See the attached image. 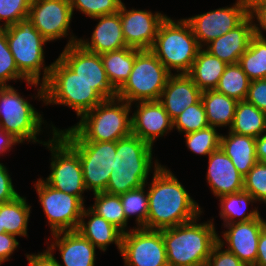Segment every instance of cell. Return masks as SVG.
Returning a JSON list of instances; mask_svg holds the SVG:
<instances>
[{
  "mask_svg": "<svg viewBox=\"0 0 266 266\" xmlns=\"http://www.w3.org/2000/svg\"><path fill=\"white\" fill-rule=\"evenodd\" d=\"M249 15L254 22L255 35L265 38L263 33L266 32V3H249Z\"/></svg>",
  "mask_w": 266,
  "mask_h": 266,
  "instance_id": "cell-46",
  "label": "cell"
},
{
  "mask_svg": "<svg viewBox=\"0 0 266 266\" xmlns=\"http://www.w3.org/2000/svg\"><path fill=\"white\" fill-rule=\"evenodd\" d=\"M254 35V22L249 15L239 26L214 39L204 49L226 64H236Z\"/></svg>",
  "mask_w": 266,
  "mask_h": 266,
  "instance_id": "cell-23",
  "label": "cell"
},
{
  "mask_svg": "<svg viewBox=\"0 0 266 266\" xmlns=\"http://www.w3.org/2000/svg\"><path fill=\"white\" fill-rule=\"evenodd\" d=\"M72 71L87 82L104 99H112L117 91L110 84L101 55L90 52L80 44L65 46L58 56Z\"/></svg>",
  "mask_w": 266,
  "mask_h": 266,
  "instance_id": "cell-16",
  "label": "cell"
},
{
  "mask_svg": "<svg viewBox=\"0 0 266 266\" xmlns=\"http://www.w3.org/2000/svg\"><path fill=\"white\" fill-rule=\"evenodd\" d=\"M135 57L136 49L131 47L101 54L107 78L116 91L128 80Z\"/></svg>",
  "mask_w": 266,
  "mask_h": 266,
  "instance_id": "cell-30",
  "label": "cell"
},
{
  "mask_svg": "<svg viewBox=\"0 0 266 266\" xmlns=\"http://www.w3.org/2000/svg\"><path fill=\"white\" fill-rule=\"evenodd\" d=\"M27 99L10 84L0 86V128L20 143L27 140L43 145L45 142L37 136L43 132L44 118Z\"/></svg>",
  "mask_w": 266,
  "mask_h": 266,
  "instance_id": "cell-9",
  "label": "cell"
},
{
  "mask_svg": "<svg viewBox=\"0 0 266 266\" xmlns=\"http://www.w3.org/2000/svg\"><path fill=\"white\" fill-rule=\"evenodd\" d=\"M250 82L251 80L238 63L228 64L215 90L237 101H241L246 99Z\"/></svg>",
  "mask_w": 266,
  "mask_h": 266,
  "instance_id": "cell-35",
  "label": "cell"
},
{
  "mask_svg": "<svg viewBox=\"0 0 266 266\" xmlns=\"http://www.w3.org/2000/svg\"><path fill=\"white\" fill-rule=\"evenodd\" d=\"M238 64L251 81L266 78V37L254 35Z\"/></svg>",
  "mask_w": 266,
  "mask_h": 266,
  "instance_id": "cell-33",
  "label": "cell"
},
{
  "mask_svg": "<svg viewBox=\"0 0 266 266\" xmlns=\"http://www.w3.org/2000/svg\"><path fill=\"white\" fill-rule=\"evenodd\" d=\"M133 104L136 110L131 113L132 135L153 146L157 138L173 130V121L159 101H140L131 105Z\"/></svg>",
  "mask_w": 266,
  "mask_h": 266,
  "instance_id": "cell-19",
  "label": "cell"
},
{
  "mask_svg": "<svg viewBox=\"0 0 266 266\" xmlns=\"http://www.w3.org/2000/svg\"><path fill=\"white\" fill-rule=\"evenodd\" d=\"M227 65L204 48H200L187 75L202 92L215 90Z\"/></svg>",
  "mask_w": 266,
  "mask_h": 266,
  "instance_id": "cell-27",
  "label": "cell"
},
{
  "mask_svg": "<svg viewBox=\"0 0 266 266\" xmlns=\"http://www.w3.org/2000/svg\"><path fill=\"white\" fill-rule=\"evenodd\" d=\"M66 143L79 155L87 192H104L113 170L116 142Z\"/></svg>",
  "mask_w": 266,
  "mask_h": 266,
  "instance_id": "cell-12",
  "label": "cell"
},
{
  "mask_svg": "<svg viewBox=\"0 0 266 266\" xmlns=\"http://www.w3.org/2000/svg\"><path fill=\"white\" fill-rule=\"evenodd\" d=\"M124 266H169L162 230L133 227L122 236Z\"/></svg>",
  "mask_w": 266,
  "mask_h": 266,
  "instance_id": "cell-15",
  "label": "cell"
},
{
  "mask_svg": "<svg viewBox=\"0 0 266 266\" xmlns=\"http://www.w3.org/2000/svg\"><path fill=\"white\" fill-rule=\"evenodd\" d=\"M34 187L51 234L76 230L85 208V202L77 196L55 190L42 178L35 182Z\"/></svg>",
  "mask_w": 266,
  "mask_h": 266,
  "instance_id": "cell-11",
  "label": "cell"
},
{
  "mask_svg": "<svg viewBox=\"0 0 266 266\" xmlns=\"http://www.w3.org/2000/svg\"><path fill=\"white\" fill-rule=\"evenodd\" d=\"M19 245L20 243L16 239V236L6 232L0 233V266L11 259L10 256L18 249Z\"/></svg>",
  "mask_w": 266,
  "mask_h": 266,
  "instance_id": "cell-47",
  "label": "cell"
},
{
  "mask_svg": "<svg viewBox=\"0 0 266 266\" xmlns=\"http://www.w3.org/2000/svg\"><path fill=\"white\" fill-rule=\"evenodd\" d=\"M255 145L257 160L266 163V133L256 138Z\"/></svg>",
  "mask_w": 266,
  "mask_h": 266,
  "instance_id": "cell-51",
  "label": "cell"
},
{
  "mask_svg": "<svg viewBox=\"0 0 266 266\" xmlns=\"http://www.w3.org/2000/svg\"><path fill=\"white\" fill-rule=\"evenodd\" d=\"M132 107L117 97L103 100L77 124L56 133L65 142H116L132 134Z\"/></svg>",
  "mask_w": 266,
  "mask_h": 266,
  "instance_id": "cell-2",
  "label": "cell"
},
{
  "mask_svg": "<svg viewBox=\"0 0 266 266\" xmlns=\"http://www.w3.org/2000/svg\"><path fill=\"white\" fill-rule=\"evenodd\" d=\"M218 199V201H220L219 216L221 220H223L222 225L249 221L258 218L261 215L256 207L252 210H248V205L251 204L252 206L253 203H256L257 201L250 193H247L244 190L221 196Z\"/></svg>",
  "mask_w": 266,
  "mask_h": 266,
  "instance_id": "cell-29",
  "label": "cell"
},
{
  "mask_svg": "<svg viewBox=\"0 0 266 266\" xmlns=\"http://www.w3.org/2000/svg\"><path fill=\"white\" fill-rule=\"evenodd\" d=\"M206 266H246L236 255L217 242L208 258Z\"/></svg>",
  "mask_w": 266,
  "mask_h": 266,
  "instance_id": "cell-43",
  "label": "cell"
},
{
  "mask_svg": "<svg viewBox=\"0 0 266 266\" xmlns=\"http://www.w3.org/2000/svg\"><path fill=\"white\" fill-rule=\"evenodd\" d=\"M20 144V142L14 138L11 134L0 128V155L10 152L14 145Z\"/></svg>",
  "mask_w": 266,
  "mask_h": 266,
  "instance_id": "cell-49",
  "label": "cell"
},
{
  "mask_svg": "<svg viewBox=\"0 0 266 266\" xmlns=\"http://www.w3.org/2000/svg\"><path fill=\"white\" fill-rule=\"evenodd\" d=\"M152 156L153 146L135 135L116 141L113 170L104 192L121 195L145 185L150 171L161 165Z\"/></svg>",
  "mask_w": 266,
  "mask_h": 266,
  "instance_id": "cell-4",
  "label": "cell"
},
{
  "mask_svg": "<svg viewBox=\"0 0 266 266\" xmlns=\"http://www.w3.org/2000/svg\"><path fill=\"white\" fill-rule=\"evenodd\" d=\"M122 31L127 47L151 50L160 24L167 15L151 10L130 9L122 3L119 10Z\"/></svg>",
  "mask_w": 266,
  "mask_h": 266,
  "instance_id": "cell-17",
  "label": "cell"
},
{
  "mask_svg": "<svg viewBox=\"0 0 266 266\" xmlns=\"http://www.w3.org/2000/svg\"><path fill=\"white\" fill-rule=\"evenodd\" d=\"M72 17L70 0H31L28 19L48 43L69 35L66 46L78 43L79 38L69 33Z\"/></svg>",
  "mask_w": 266,
  "mask_h": 266,
  "instance_id": "cell-13",
  "label": "cell"
},
{
  "mask_svg": "<svg viewBox=\"0 0 266 266\" xmlns=\"http://www.w3.org/2000/svg\"><path fill=\"white\" fill-rule=\"evenodd\" d=\"M98 20L90 39H78V44L99 55L123 49L126 46L119 12L92 18ZM90 40V41H89Z\"/></svg>",
  "mask_w": 266,
  "mask_h": 266,
  "instance_id": "cell-24",
  "label": "cell"
},
{
  "mask_svg": "<svg viewBox=\"0 0 266 266\" xmlns=\"http://www.w3.org/2000/svg\"><path fill=\"white\" fill-rule=\"evenodd\" d=\"M184 137L189 151L200 156L207 157L220 148L221 134L212 126L185 134Z\"/></svg>",
  "mask_w": 266,
  "mask_h": 266,
  "instance_id": "cell-37",
  "label": "cell"
},
{
  "mask_svg": "<svg viewBox=\"0 0 266 266\" xmlns=\"http://www.w3.org/2000/svg\"><path fill=\"white\" fill-rule=\"evenodd\" d=\"M76 230L101 252H105L110 244H115L121 251L123 232L90 207L84 208Z\"/></svg>",
  "mask_w": 266,
  "mask_h": 266,
  "instance_id": "cell-25",
  "label": "cell"
},
{
  "mask_svg": "<svg viewBox=\"0 0 266 266\" xmlns=\"http://www.w3.org/2000/svg\"><path fill=\"white\" fill-rule=\"evenodd\" d=\"M249 16V0H236L230 7L210 10L184 18L193 31L200 48L239 26Z\"/></svg>",
  "mask_w": 266,
  "mask_h": 266,
  "instance_id": "cell-14",
  "label": "cell"
},
{
  "mask_svg": "<svg viewBox=\"0 0 266 266\" xmlns=\"http://www.w3.org/2000/svg\"><path fill=\"white\" fill-rule=\"evenodd\" d=\"M229 131L240 135L252 136L254 138L265 134V112L261 111L246 100L238 101L233 124Z\"/></svg>",
  "mask_w": 266,
  "mask_h": 266,
  "instance_id": "cell-32",
  "label": "cell"
},
{
  "mask_svg": "<svg viewBox=\"0 0 266 266\" xmlns=\"http://www.w3.org/2000/svg\"><path fill=\"white\" fill-rule=\"evenodd\" d=\"M226 229L218 236V242L236 255L246 266H254L257 259V246L263 229L262 217L245 222L223 225ZM224 239V240H223Z\"/></svg>",
  "mask_w": 266,
  "mask_h": 266,
  "instance_id": "cell-18",
  "label": "cell"
},
{
  "mask_svg": "<svg viewBox=\"0 0 266 266\" xmlns=\"http://www.w3.org/2000/svg\"><path fill=\"white\" fill-rule=\"evenodd\" d=\"M50 133L51 138L45 141L43 146L51 152L49 176L42 180L54 188L73 196L79 197L83 202L87 191L79 155L56 133L59 131L53 124ZM52 131V132H51Z\"/></svg>",
  "mask_w": 266,
  "mask_h": 266,
  "instance_id": "cell-10",
  "label": "cell"
},
{
  "mask_svg": "<svg viewBox=\"0 0 266 266\" xmlns=\"http://www.w3.org/2000/svg\"><path fill=\"white\" fill-rule=\"evenodd\" d=\"M199 49L189 23L184 18L173 20L167 16L159 26L151 51L171 74H187Z\"/></svg>",
  "mask_w": 266,
  "mask_h": 266,
  "instance_id": "cell-6",
  "label": "cell"
},
{
  "mask_svg": "<svg viewBox=\"0 0 266 266\" xmlns=\"http://www.w3.org/2000/svg\"><path fill=\"white\" fill-rule=\"evenodd\" d=\"M206 112L202 100L187 107L173 120V129L180 134H188L208 127Z\"/></svg>",
  "mask_w": 266,
  "mask_h": 266,
  "instance_id": "cell-39",
  "label": "cell"
},
{
  "mask_svg": "<svg viewBox=\"0 0 266 266\" xmlns=\"http://www.w3.org/2000/svg\"><path fill=\"white\" fill-rule=\"evenodd\" d=\"M4 232V228H1V214H0V233Z\"/></svg>",
  "mask_w": 266,
  "mask_h": 266,
  "instance_id": "cell-54",
  "label": "cell"
},
{
  "mask_svg": "<svg viewBox=\"0 0 266 266\" xmlns=\"http://www.w3.org/2000/svg\"><path fill=\"white\" fill-rule=\"evenodd\" d=\"M199 217L180 225L162 229L169 266H206L218 242L214 218L197 223Z\"/></svg>",
  "mask_w": 266,
  "mask_h": 266,
  "instance_id": "cell-3",
  "label": "cell"
},
{
  "mask_svg": "<svg viewBox=\"0 0 266 266\" xmlns=\"http://www.w3.org/2000/svg\"><path fill=\"white\" fill-rule=\"evenodd\" d=\"M43 87L45 105L70 107L76 112L77 118L104 100L59 57L52 63L49 77Z\"/></svg>",
  "mask_w": 266,
  "mask_h": 266,
  "instance_id": "cell-7",
  "label": "cell"
},
{
  "mask_svg": "<svg viewBox=\"0 0 266 266\" xmlns=\"http://www.w3.org/2000/svg\"><path fill=\"white\" fill-rule=\"evenodd\" d=\"M170 75L151 50L136 49L133 69L116 97L129 104L158 101Z\"/></svg>",
  "mask_w": 266,
  "mask_h": 266,
  "instance_id": "cell-8",
  "label": "cell"
},
{
  "mask_svg": "<svg viewBox=\"0 0 266 266\" xmlns=\"http://www.w3.org/2000/svg\"><path fill=\"white\" fill-rule=\"evenodd\" d=\"M206 180L216 198L243 191L244 188V176L221 148L208 156Z\"/></svg>",
  "mask_w": 266,
  "mask_h": 266,
  "instance_id": "cell-20",
  "label": "cell"
},
{
  "mask_svg": "<svg viewBox=\"0 0 266 266\" xmlns=\"http://www.w3.org/2000/svg\"><path fill=\"white\" fill-rule=\"evenodd\" d=\"M221 134L220 148L231 159L237 171L245 176L258 162L256 158V138L228 131Z\"/></svg>",
  "mask_w": 266,
  "mask_h": 266,
  "instance_id": "cell-26",
  "label": "cell"
},
{
  "mask_svg": "<svg viewBox=\"0 0 266 266\" xmlns=\"http://www.w3.org/2000/svg\"><path fill=\"white\" fill-rule=\"evenodd\" d=\"M245 100L266 112V78L250 82Z\"/></svg>",
  "mask_w": 266,
  "mask_h": 266,
  "instance_id": "cell-44",
  "label": "cell"
},
{
  "mask_svg": "<svg viewBox=\"0 0 266 266\" xmlns=\"http://www.w3.org/2000/svg\"><path fill=\"white\" fill-rule=\"evenodd\" d=\"M29 266H60L58 259L54 257V253L48 249L43 252L25 254Z\"/></svg>",
  "mask_w": 266,
  "mask_h": 266,
  "instance_id": "cell-48",
  "label": "cell"
},
{
  "mask_svg": "<svg viewBox=\"0 0 266 266\" xmlns=\"http://www.w3.org/2000/svg\"><path fill=\"white\" fill-rule=\"evenodd\" d=\"M30 213L31 205H28L24 196L19 195L11 201L0 204L1 228H4V232L16 237H28Z\"/></svg>",
  "mask_w": 266,
  "mask_h": 266,
  "instance_id": "cell-31",
  "label": "cell"
},
{
  "mask_svg": "<svg viewBox=\"0 0 266 266\" xmlns=\"http://www.w3.org/2000/svg\"><path fill=\"white\" fill-rule=\"evenodd\" d=\"M6 166L0 162V204L11 201L19 196L15 190L11 175Z\"/></svg>",
  "mask_w": 266,
  "mask_h": 266,
  "instance_id": "cell-45",
  "label": "cell"
},
{
  "mask_svg": "<svg viewBox=\"0 0 266 266\" xmlns=\"http://www.w3.org/2000/svg\"><path fill=\"white\" fill-rule=\"evenodd\" d=\"M122 0H70L72 12L78 10L92 18L119 12Z\"/></svg>",
  "mask_w": 266,
  "mask_h": 266,
  "instance_id": "cell-40",
  "label": "cell"
},
{
  "mask_svg": "<svg viewBox=\"0 0 266 266\" xmlns=\"http://www.w3.org/2000/svg\"><path fill=\"white\" fill-rule=\"evenodd\" d=\"M201 100L205 108L209 126L231 128L234 120L237 100L216 90L203 91Z\"/></svg>",
  "mask_w": 266,
  "mask_h": 266,
  "instance_id": "cell-28",
  "label": "cell"
},
{
  "mask_svg": "<svg viewBox=\"0 0 266 266\" xmlns=\"http://www.w3.org/2000/svg\"><path fill=\"white\" fill-rule=\"evenodd\" d=\"M30 4L31 0H0V29L28 18Z\"/></svg>",
  "mask_w": 266,
  "mask_h": 266,
  "instance_id": "cell-42",
  "label": "cell"
},
{
  "mask_svg": "<svg viewBox=\"0 0 266 266\" xmlns=\"http://www.w3.org/2000/svg\"><path fill=\"white\" fill-rule=\"evenodd\" d=\"M263 229L266 231V220L262 218Z\"/></svg>",
  "mask_w": 266,
  "mask_h": 266,
  "instance_id": "cell-53",
  "label": "cell"
},
{
  "mask_svg": "<svg viewBox=\"0 0 266 266\" xmlns=\"http://www.w3.org/2000/svg\"><path fill=\"white\" fill-rule=\"evenodd\" d=\"M202 91L187 74H171L159 102L173 121L184 109L201 99Z\"/></svg>",
  "mask_w": 266,
  "mask_h": 266,
  "instance_id": "cell-22",
  "label": "cell"
},
{
  "mask_svg": "<svg viewBox=\"0 0 266 266\" xmlns=\"http://www.w3.org/2000/svg\"><path fill=\"white\" fill-rule=\"evenodd\" d=\"M243 190L255 200L266 204V163L257 162L244 176Z\"/></svg>",
  "mask_w": 266,
  "mask_h": 266,
  "instance_id": "cell-41",
  "label": "cell"
},
{
  "mask_svg": "<svg viewBox=\"0 0 266 266\" xmlns=\"http://www.w3.org/2000/svg\"><path fill=\"white\" fill-rule=\"evenodd\" d=\"M148 182V218L146 229L162 230L189 222L202 215L203 208L193 200L184 185L166 166L153 171Z\"/></svg>",
  "mask_w": 266,
  "mask_h": 266,
  "instance_id": "cell-1",
  "label": "cell"
},
{
  "mask_svg": "<svg viewBox=\"0 0 266 266\" xmlns=\"http://www.w3.org/2000/svg\"><path fill=\"white\" fill-rule=\"evenodd\" d=\"M4 29L10 51L13 54L19 72L28 81L39 83L40 86L38 89L36 88L38 91L34 99L38 97V101H43L44 103L43 84L48 79L52 67V63L49 66L44 64V45L48 41L35 29L28 18ZM41 71L43 72L42 78H40Z\"/></svg>",
  "mask_w": 266,
  "mask_h": 266,
  "instance_id": "cell-5",
  "label": "cell"
},
{
  "mask_svg": "<svg viewBox=\"0 0 266 266\" xmlns=\"http://www.w3.org/2000/svg\"><path fill=\"white\" fill-rule=\"evenodd\" d=\"M17 80L26 81L27 87H38L39 83L28 81L18 70L13 54L10 51L6 31L0 29V86H8V82ZM32 85V86H31Z\"/></svg>",
  "mask_w": 266,
  "mask_h": 266,
  "instance_id": "cell-38",
  "label": "cell"
},
{
  "mask_svg": "<svg viewBox=\"0 0 266 266\" xmlns=\"http://www.w3.org/2000/svg\"><path fill=\"white\" fill-rule=\"evenodd\" d=\"M249 3H266V0H249Z\"/></svg>",
  "mask_w": 266,
  "mask_h": 266,
  "instance_id": "cell-52",
  "label": "cell"
},
{
  "mask_svg": "<svg viewBox=\"0 0 266 266\" xmlns=\"http://www.w3.org/2000/svg\"><path fill=\"white\" fill-rule=\"evenodd\" d=\"M254 266H266V231L262 229L257 246V259Z\"/></svg>",
  "mask_w": 266,
  "mask_h": 266,
  "instance_id": "cell-50",
  "label": "cell"
},
{
  "mask_svg": "<svg viewBox=\"0 0 266 266\" xmlns=\"http://www.w3.org/2000/svg\"><path fill=\"white\" fill-rule=\"evenodd\" d=\"M94 203L90 208L99 216L105 218L109 223L116 226L123 233L131 230L128 228L123 206L119 195H113L106 192L93 193Z\"/></svg>",
  "mask_w": 266,
  "mask_h": 266,
  "instance_id": "cell-34",
  "label": "cell"
},
{
  "mask_svg": "<svg viewBox=\"0 0 266 266\" xmlns=\"http://www.w3.org/2000/svg\"><path fill=\"white\" fill-rule=\"evenodd\" d=\"M51 236L53 241L47 249L59 251L60 266H95L96 247L77 230L57 232Z\"/></svg>",
  "mask_w": 266,
  "mask_h": 266,
  "instance_id": "cell-21",
  "label": "cell"
},
{
  "mask_svg": "<svg viewBox=\"0 0 266 266\" xmlns=\"http://www.w3.org/2000/svg\"><path fill=\"white\" fill-rule=\"evenodd\" d=\"M146 185L140 188L130 190L124 194L119 195L126 220L136 215L135 228H145L148 218L149 200L148 191L146 192Z\"/></svg>",
  "mask_w": 266,
  "mask_h": 266,
  "instance_id": "cell-36",
  "label": "cell"
}]
</instances>
